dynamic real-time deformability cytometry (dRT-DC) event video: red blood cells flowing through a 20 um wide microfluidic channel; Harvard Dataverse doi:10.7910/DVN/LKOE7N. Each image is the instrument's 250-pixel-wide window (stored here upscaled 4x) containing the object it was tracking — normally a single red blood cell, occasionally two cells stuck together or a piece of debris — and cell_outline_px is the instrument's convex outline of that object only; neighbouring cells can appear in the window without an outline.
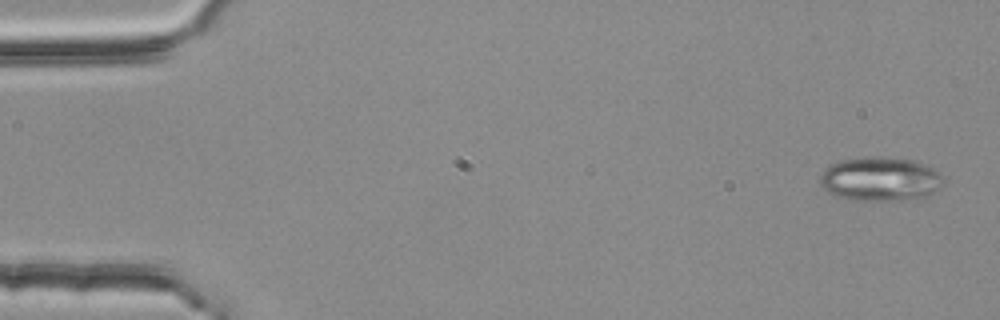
{"species": "common noctule bat (a hibernating species)", "species_latin": "Nyctalus noctula", "temperature_condition": "room temperature", "stored_images_in_passage": 4, "camera_frame_rate_fps": 3000, "um_per_image_px": 0.085, "animal": {"sex": "female", "body_mass_g": 25.1}, "frame": {"image": 1, "passage_image": 1, "time_ms": 0.0, "image_size_px": [1000, 320], "cell_outline_px": [[940, 184], [932, 192], [924, 196], [900, 200], [852, 200], [836, 196], [828, 192], [820, 184], [820, 176], [824, 168], [840, 160], [880, 156], [912, 160], [924, 164], [932, 168], [940, 176]], "centroid_in_image_um": [74.73, 15.21], "position_along_channel_um": 10.3, "area_um2": 31.04}}